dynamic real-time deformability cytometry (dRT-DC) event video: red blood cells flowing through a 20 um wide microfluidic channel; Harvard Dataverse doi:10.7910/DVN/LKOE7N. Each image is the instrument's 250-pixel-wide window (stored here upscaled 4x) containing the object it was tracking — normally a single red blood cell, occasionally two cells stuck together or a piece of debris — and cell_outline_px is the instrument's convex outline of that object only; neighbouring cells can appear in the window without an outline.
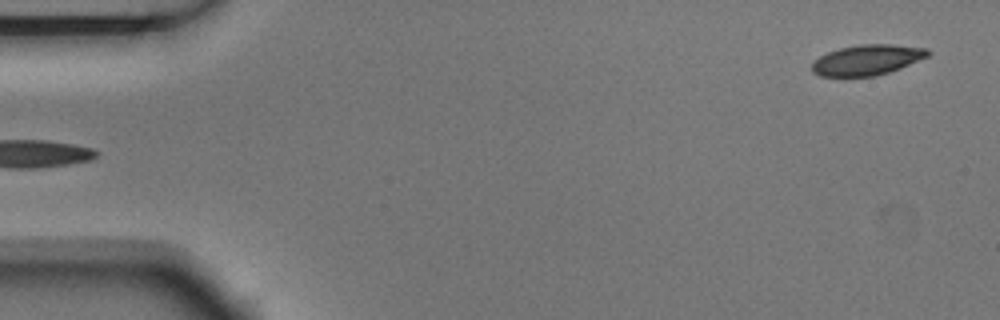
{"species": "Egyptian fruit bat (a non-hibernating species)", "species_latin": "Rousettus aegyptiacus", "temperature_condition": "room temperature", "stored_images_in_passage": 5, "segment_of_instrument_passage": [2, 2], "camera_frame_rate_fps": 3000, "um_per_image_px": 0.085, "animal": {"sex": "male"}, "frame": {"image": 1, "passage_image": 5, "time_ms": 1.333, "image_size_px": [1000, 320], "cell_outline_px": [[932, 52], [928, 56], [900, 68], [876, 76], [820, 76], [812, 72], [812, 60], [828, 52], [840, 48], [860, 44], [892, 44], [928, 48]], "centroid_in_image_um": [73.7, 5.08], "position_along_channel_um": 11.3, "area_um2": 20.58}}